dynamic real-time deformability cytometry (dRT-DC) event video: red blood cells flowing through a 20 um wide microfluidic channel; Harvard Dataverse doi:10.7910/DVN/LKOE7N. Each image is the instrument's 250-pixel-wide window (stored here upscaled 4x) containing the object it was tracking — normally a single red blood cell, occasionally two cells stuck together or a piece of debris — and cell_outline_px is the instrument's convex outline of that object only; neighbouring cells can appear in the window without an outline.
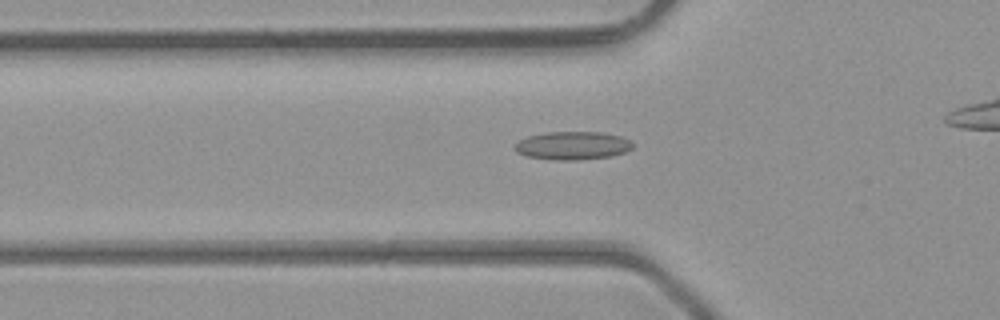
{"species": "common noctule bat (a hibernating species)", "species_latin": "Nyctalus noctula", "temperature_condition": "room temperature", "stored_images_in_passage": 32, "camera_frame_rate_fps": 3000, "um_per_image_px": 0.085, "animal": {"sex": "male", "body_mass_g": 23.1, "forearm_length_mm": 52.7}, "frame": {"image": 1, "passage_image": 10, "time_ms": 3.0, "image_size_px": [1000, 320], "cell_outline_px": [[632, 148], [624, 152], [612, 156], [580, 160], [556, 160], [528, 156], [516, 152], [512, 148], [520, 140], [528, 136], [544, 132], [604, 132], [620, 136], [628, 140], [632, 144]], "centroid_in_image_um": [48.65, 12.37], "position_along_channel_um": 77.1, "area_um2": 19.36}}
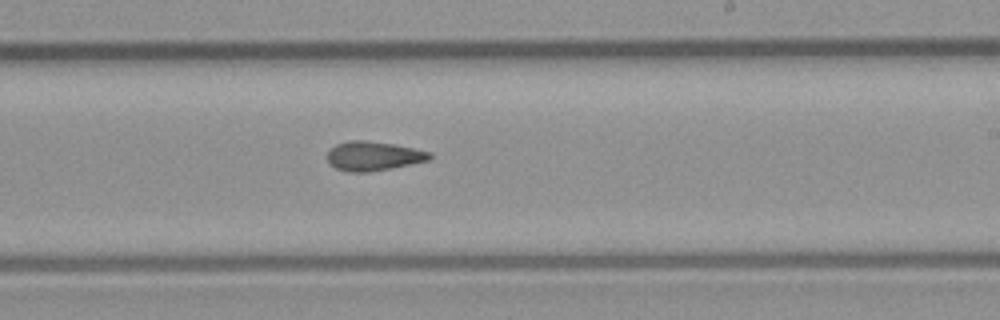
{"frame": {"image": 2, "passage_image": 22, "time_ms": 7.0, "image_size_px": [1000, 320], "cell_outline_px": [[432, 156], [428, 160], [392, 168], [368, 172], [348, 172], [336, 168], [328, 164], [328, 152], [336, 144], [348, 140], [364, 140], [392, 144], [432, 152]], "centroid_in_image_um": [31.71, 13.26], "position_along_channel_um": 257.3, "area_um2": 17.34}}
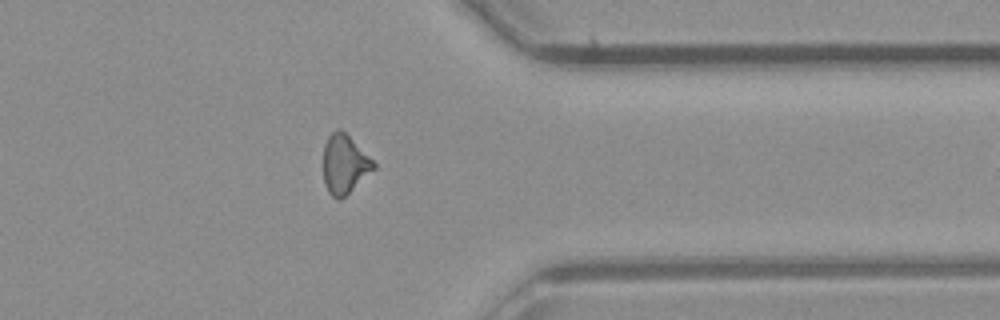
{"frame": {"image": 3, "passage_image": 31, "time_ms": 10.0, "image_size_px": [1000, 320], "cell_outline_px": [[376, 168], [340, 200], [336, 200], [328, 192], [324, 184], [324, 144], [328, 136], [336, 128], [340, 128], [376, 164]], "centroid_in_image_um": [29.26, 13.97], "position_along_channel_um": 382.1, "area_um2": 17.05}}